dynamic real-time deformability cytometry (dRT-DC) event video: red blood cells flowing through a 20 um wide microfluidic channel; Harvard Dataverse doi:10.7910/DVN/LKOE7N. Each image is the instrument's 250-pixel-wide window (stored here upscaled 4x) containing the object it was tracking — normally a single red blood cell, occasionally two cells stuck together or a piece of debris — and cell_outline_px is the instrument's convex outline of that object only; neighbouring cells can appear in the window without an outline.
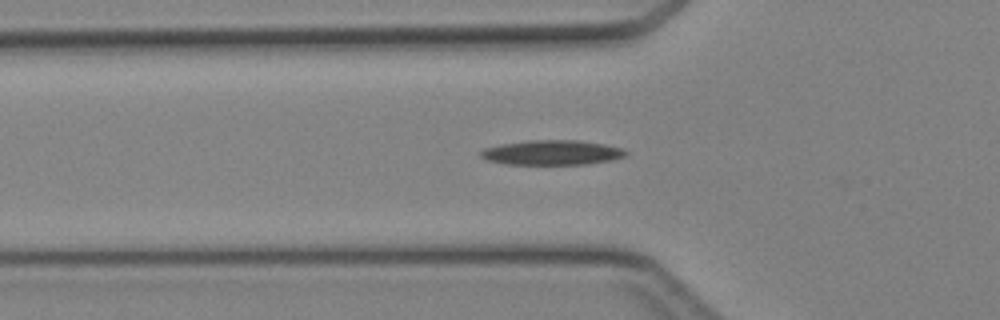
{"species": "Egyptian fruit bat (a non-hibernating species)", "species_latin": "Rousettus aegyptiacus", "temperature_condition": "cold", "stored_images_in_passage": 32, "camera_frame_rate_fps": 3000, "um_per_image_px": 0.085, "animal": {"sex": "female"}, "frame": {"image": 1, "passage_image": 7, "time_ms": 2.0, "image_size_px": [1000, 320], "cell_outline_px": [[628, 152], [624, 156], [612, 160], [588, 164], [504, 164], [488, 160], [480, 156], [480, 152], [484, 148], [500, 144], [528, 140], [580, 140], [604, 144], [624, 148]], "centroid_in_image_um": [46.93, 12.96], "position_along_channel_um": 78.9, "area_um2": 21.04}}
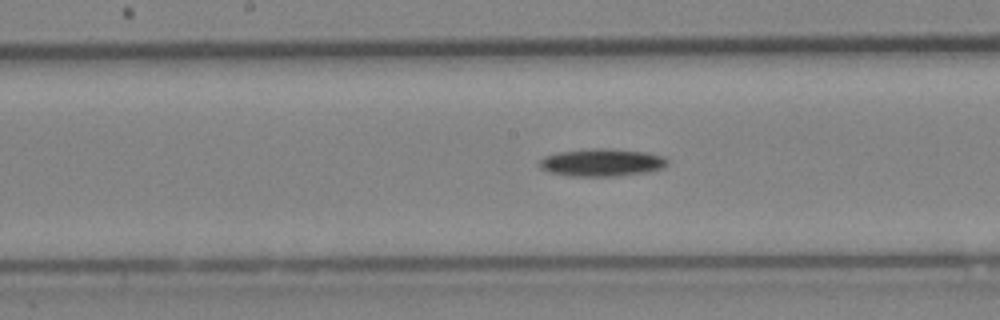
{"frame": {"image": 2, "passage_image": 15, "time_ms": 4.667, "image_size_px": [1000, 320], "cell_outline_px": [[668, 164], [664, 168], [648, 172], [616, 176], [568, 176], [552, 172], [540, 168], [540, 160], [544, 156], [556, 152], [592, 148], [612, 148], [648, 152], [664, 156], [668, 160]], "centroid_in_image_um": [51.2, 13.8], "position_along_channel_um": 197.0, "area_um2": 20.87}}
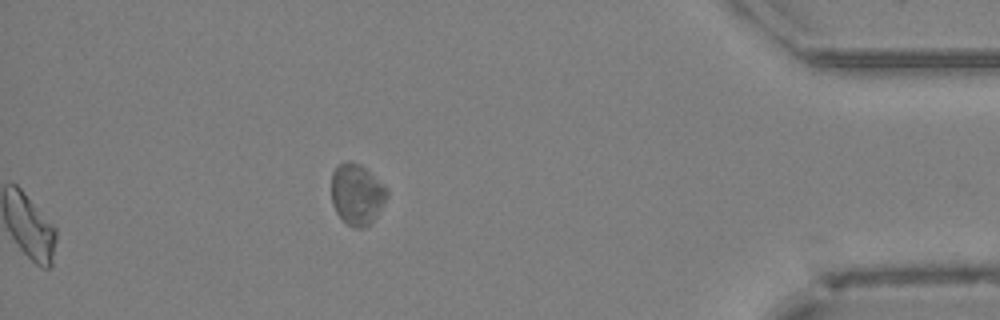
{"frame": {"image": 3, "passage_image": 32, "time_ms": 10.333, "image_size_px": [1000, 320], "cell_outline_px": [[388, 196], [376, 216], [364, 228], [352, 228], [336, 212], [332, 204], [332, 172], [336, 164], [344, 160], [348, 160], [360, 164], [368, 168], [388, 188]], "centroid_in_image_um": [30.34, 16.45], "position_along_channel_um": 404.9, "area_um2": 20.11}}